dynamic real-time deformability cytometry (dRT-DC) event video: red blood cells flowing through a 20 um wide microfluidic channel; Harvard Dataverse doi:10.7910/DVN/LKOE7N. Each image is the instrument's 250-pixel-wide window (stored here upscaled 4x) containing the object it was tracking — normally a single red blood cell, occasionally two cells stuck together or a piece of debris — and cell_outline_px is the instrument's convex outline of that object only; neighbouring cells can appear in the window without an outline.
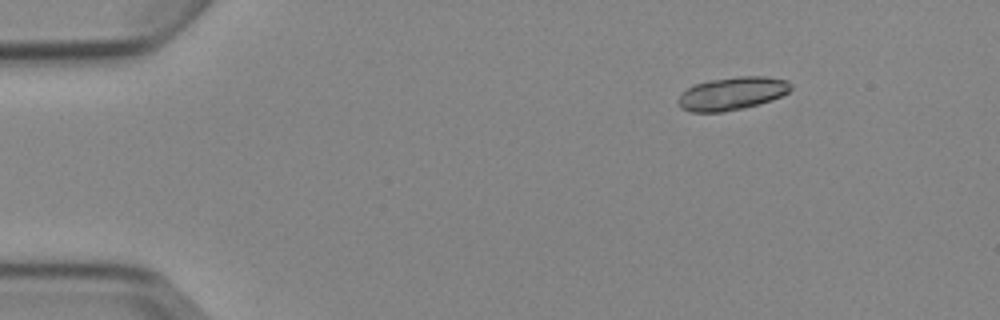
{"species": "Egyptian fruit bat (a non-hibernating species)", "species_latin": "Rousettus aegyptiacus", "temperature_condition": "cold", "stored_images_in_passage": 8, "camera_frame_rate_fps": 3000, "um_per_image_px": 0.085, "animal": {"sex": "female"}, "frame": {"image": 1, "passage_image": 3, "time_ms": 2.333, "image_size_px": [1000, 320], "cell_outline_px": [[792, 88], [788, 92], [772, 100], [760, 104], [744, 108], [724, 112], [692, 112], [684, 108], [680, 104], [680, 96], [688, 88], [696, 84], [708, 80], [740, 76], [764, 76], [788, 80], [792, 84]], "centroid_in_image_um": [62.3, 7.94], "position_along_channel_um": 22.7, "area_um2": 21.5}}
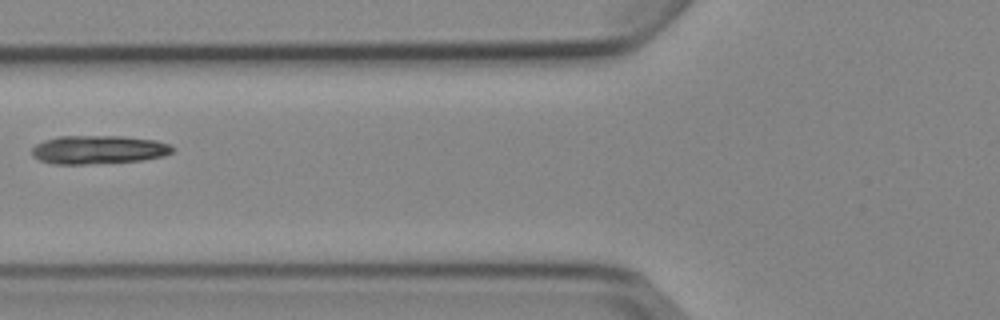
{"frame": {"image": 2, "passage_image": 7, "time_ms": 7.0, "image_size_px": [1000, 320], "cell_outline_px": [[176, 148], [172, 152], [164, 156], [144, 160], [84, 164], [52, 164], [40, 160], [32, 156], [32, 148], [36, 144], [44, 140], [56, 136], [124, 136], [156, 140], [168, 144]], "centroid_in_image_um": [8.37, 12.72], "position_along_channel_um": 117.4, "area_um2": 23.52}}
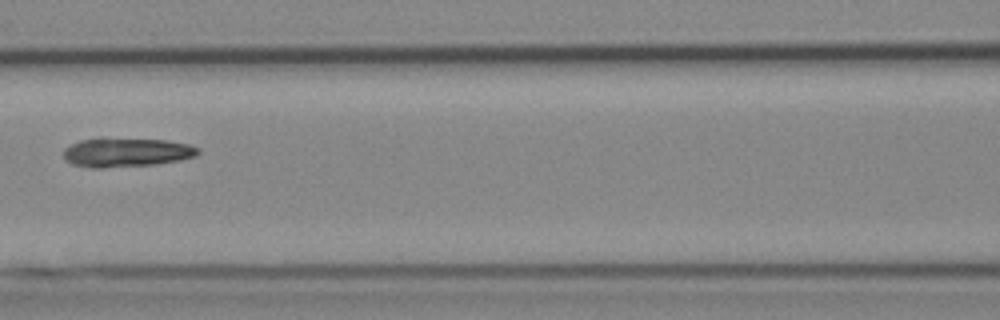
{"frame": {"image": 3, "passage_image": 8, "time_ms": 8.0, "image_size_px": [1000, 320], "cell_outline_px": [[200, 152], [196, 156], [180, 160], [156, 164], [104, 168], [92, 168], [72, 164], [64, 160], [64, 148], [80, 140], [164, 140], [188, 144], [200, 148]], "centroid_in_image_um": [10.77, 12.99], "position_along_channel_um": 155.8, "area_um2": 22.2}}